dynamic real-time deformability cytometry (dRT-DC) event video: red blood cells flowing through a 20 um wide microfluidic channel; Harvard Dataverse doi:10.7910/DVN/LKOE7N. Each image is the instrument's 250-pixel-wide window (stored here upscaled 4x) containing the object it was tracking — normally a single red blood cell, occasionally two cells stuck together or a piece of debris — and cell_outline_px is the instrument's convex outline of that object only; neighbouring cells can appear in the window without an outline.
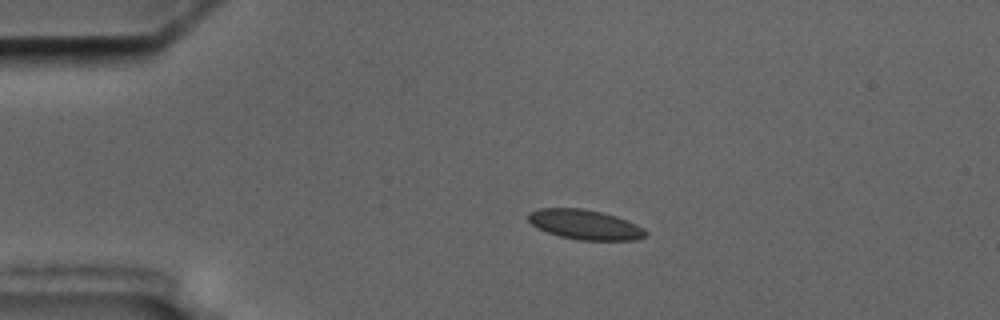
{"species": "common noctule bat (a hibernating species)", "species_latin": "Nyctalus noctula", "temperature_condition": "cold", "stored_images_in_passage": 1, "camera_frame_rate_fps": 3000, "um_per_image_px": 0.085, "animal": {"sex": "male", "body_mass_g": 17.5, "forearm_length_mm": 52.3}, "frame": {"image": 1, "passage_image": 1, "time_ms": 0.0, "image_size_px": [1000, 320], "cell_outline_px": [[648, 232], [644, 236], [636, 240], [576, 240], [560, 236], [548, 232], [532, 224], [528, 220], [528, 212], [540, 208], [584, 208], [616, 216], [628, 220], [644, 228]], "centroid_in_image_um": [49.74, 19.09], "position_along_channel_um": 35.3, "area_um2": 20.35}}